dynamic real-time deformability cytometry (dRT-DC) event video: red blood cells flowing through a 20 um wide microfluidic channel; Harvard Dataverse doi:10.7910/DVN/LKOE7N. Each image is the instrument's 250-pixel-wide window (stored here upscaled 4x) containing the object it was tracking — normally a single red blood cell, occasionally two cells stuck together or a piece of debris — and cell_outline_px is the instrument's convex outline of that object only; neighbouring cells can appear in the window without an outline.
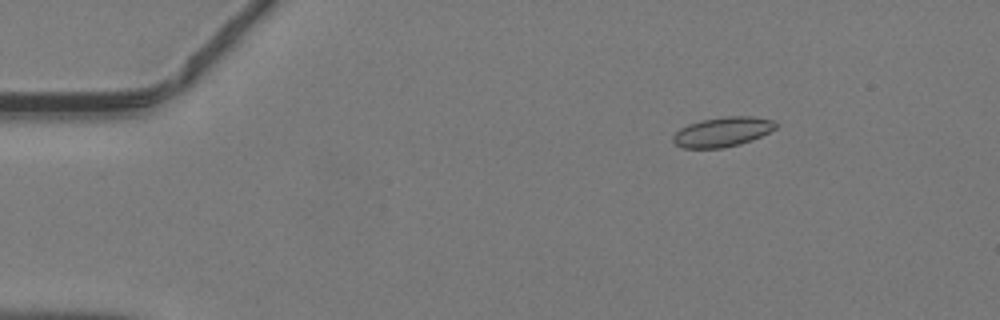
{"species": "common noctule bat (a hibernating species)", "species_latin": "Nyctalus noctula", "temperature_condition": "warm", "stored_images_in_passage": 48, "camera_frame_rate_fps": 3000, "um_per_image_px": 0.085, "animal": {"sex": "male", "body_mass_g": 19.2, "forearm_length_mm": 51.8}, "frame": {"image": 1, "passage_image": 8, "time_ms": 2.333, "image_size_px": [1000, 320], "cell_outline_px": [[780, 124], [776, 128], [752, 140], [740, 144], [720, 148], [684, 148], [676, 144], [672, 140], [672, 136], [680, 128], [688, 124], [700, 120], [728, 116], [752, 116], [776, 120]], "centroid_in_image_um": [61.44, 11.19], "position_along_channel_um": 23.6, "area_um2": 17.86}}
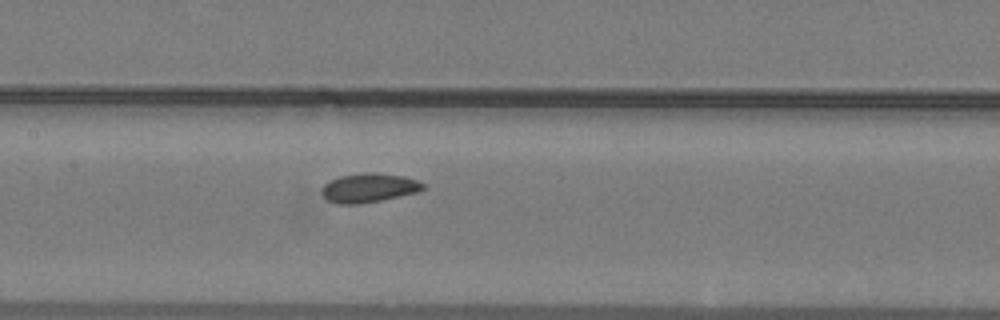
{"frame": {"image": 2, "passage_image": 24, "time_ms": 7.667, "image_size_px": [1000, 320], "cell_outline_px": [[424, 188], [420, 192], [360, 204], [336, 204], [328, 200], [320, 192], [320, 188], [328, 180], [340, 176], [368, 172], [376, 172], [404, 176], [416, 180], [424, 184]], "centroid_in_image_um": [31.33, 15.96], "position_along_channel_um": 176.1, "area_um2": 17.34}}
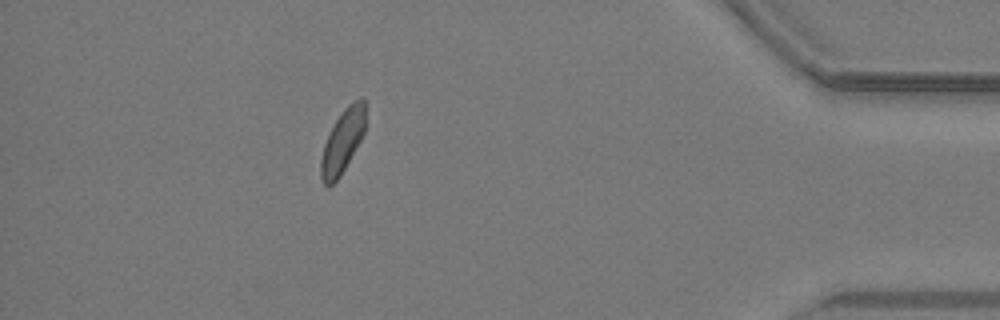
{"frame": {"image": 3, "passage_image": 43, "time_ms": 14.0, "image_size_px": [1000, 320], "cell_outline_px": [[364, 132], [360, 140], [340, 176], [328, 188], [324, 184], [320, 176], [320, 160], [324, 144], [336, 120], [344, 108], [348, 104], [360, 96], [364, 96]], "centroid_in_image_um": [29.1, 12.01], "position_along_channel_um": 406.1, "area_um2": 16.18}}